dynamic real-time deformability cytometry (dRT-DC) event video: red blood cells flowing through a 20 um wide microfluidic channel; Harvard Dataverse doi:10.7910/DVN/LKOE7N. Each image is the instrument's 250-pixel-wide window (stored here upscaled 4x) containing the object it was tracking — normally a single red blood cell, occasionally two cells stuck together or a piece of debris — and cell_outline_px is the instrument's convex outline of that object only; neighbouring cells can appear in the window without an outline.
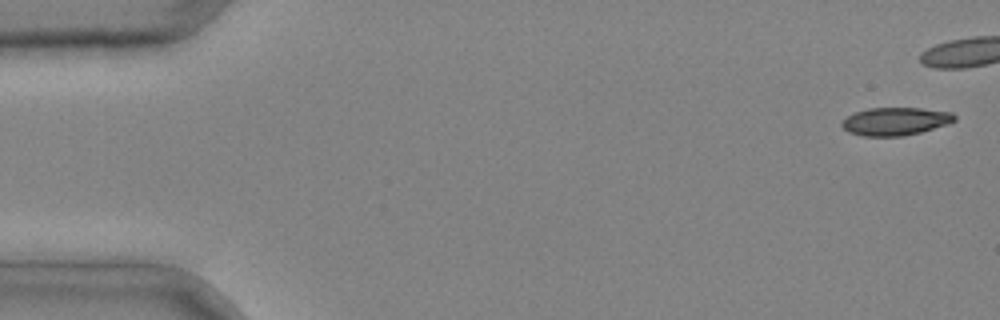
{"species": "common noctule bat (a hibernating species)", "species_latin": "Nyctalus noctula", "temperature_condition": "cold", "stored_images_in_passage": 6, "camera_frame_rate_fps": 3000, "um_per_image_px": 0.085, "animal": {"sex": "male", "body_mass_g": 20.4}, "frame": {"image": 1, "passage_image": 1, "time_ms": 0.0, "image_size_px": [1000, 320], "cell_outline_px": [[956, 120], [948, 124], [920, 132], [904, 136], [864, 136], [848, 132], [840, 124], [840, 120], [856, 112], [868, 108], [920, 108], [952, 112], [956, 116]], "centroid_in_image_um": [76.1, 10.31], "position_along_channel_um": 8.9, "area_um2": 18.38}}